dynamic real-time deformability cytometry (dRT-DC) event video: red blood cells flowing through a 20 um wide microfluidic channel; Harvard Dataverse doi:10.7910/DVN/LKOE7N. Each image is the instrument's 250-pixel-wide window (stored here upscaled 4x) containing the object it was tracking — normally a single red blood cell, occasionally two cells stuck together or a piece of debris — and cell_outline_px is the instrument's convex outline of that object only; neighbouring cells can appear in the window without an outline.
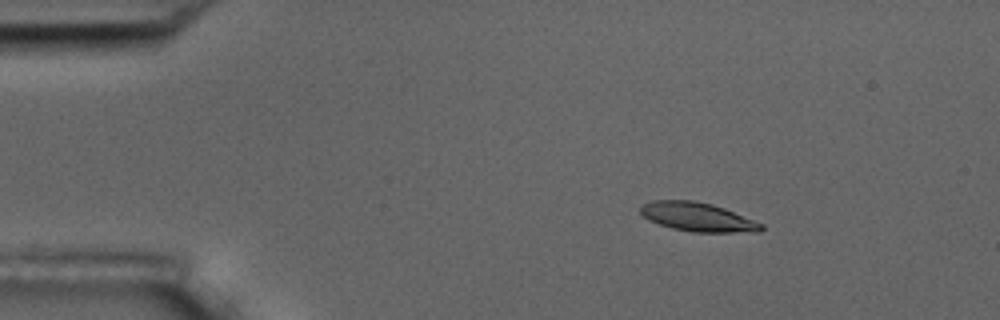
{"species": "common noctule bat (a hibernating species)", "species_latin": "Nyctalus noctula", "temperature_condition": "room temperature", "stored_images_in_passage": 6, "camera_frame_rate_fps": 3000, "um_per_image_px": 0.085, "animal": {"sex": "male", "body_mass_g": 17.5, "forearm_length_mm": 52.3}, "frame": {"image": 1, "passage_image": 3, "time_ms": 2.333, "image_size_px": [1000, 320], "cell_outline_px": [[764, 228], [760, 232], [692, 232], [672, 228], [648, 220], [640, 212], [640, 208], [644, 204], [652, 200], [692, 200], [712, 204], [724, 208], [764, 224]], "centroid_in_image_um": [59.32, 18.44], "position_along_channel_um": 25.7, "area_um2": 20.29}}
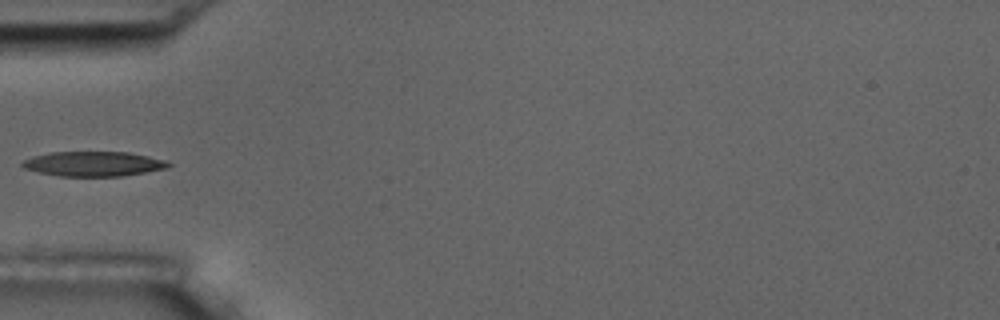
{"frame": {"image": 2, "passage_image": 6, "time_ms": 5.667, "image_size_px": [1000, 320], "cell_outline_px": [[172, 164], [168, 168], [120, 176], [60, 176], [40, 172], [24, 168], [20, 164], [24, 160], [32, 156], [52, 152], [128, 152], [168, 160]], "centroid_in_image_um": [7.97, 13.92], "position_along_channel_um": 77.0, "area_um2": 21.04}}